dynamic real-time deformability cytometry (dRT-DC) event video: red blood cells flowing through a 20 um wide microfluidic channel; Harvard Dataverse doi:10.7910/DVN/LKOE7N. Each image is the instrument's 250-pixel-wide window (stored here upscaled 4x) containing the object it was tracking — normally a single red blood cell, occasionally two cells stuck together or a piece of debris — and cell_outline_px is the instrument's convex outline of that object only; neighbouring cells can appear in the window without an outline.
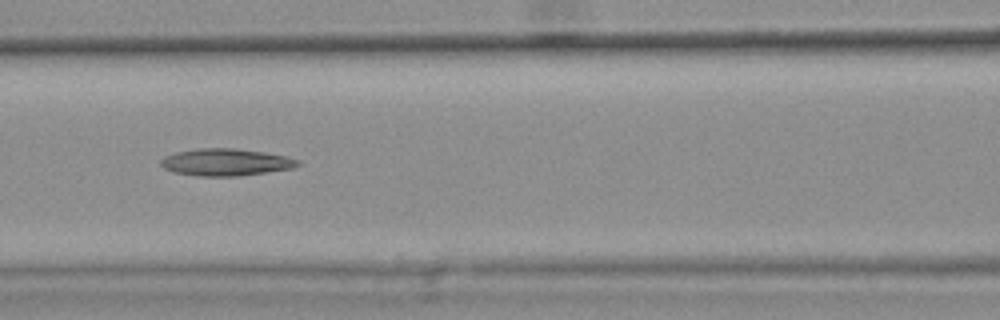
{"species": "common noctule bat (a hibernating species)", "species_latin": "Nyctalus noctula", "temperature_condition": "warm", "stored_images_in_passage": 34, "camera_frame_rate_fps": 3000, "um_per_image_px": 0.085, "animal": {"sex": "female", "body_mass_g": 25.1}, "frame": {"image": 1, "passage_image": 10, "time_ms": 3.0, "image_size_px": [1000, 320], "cell_outline_px": [[300, 164], [292, 168], [240, 176], [200, 176], [172, 172], [164, 168], [160, 164], [160, 160], [164, 156], [176, 152], [200, 148], [236, 148], [264, 152], [288, 156], [300, 160]], "centroid_in_image_um": [19.19, 13.78], "position_along_channel_um": 147.4, "area_um2": 21.73}}